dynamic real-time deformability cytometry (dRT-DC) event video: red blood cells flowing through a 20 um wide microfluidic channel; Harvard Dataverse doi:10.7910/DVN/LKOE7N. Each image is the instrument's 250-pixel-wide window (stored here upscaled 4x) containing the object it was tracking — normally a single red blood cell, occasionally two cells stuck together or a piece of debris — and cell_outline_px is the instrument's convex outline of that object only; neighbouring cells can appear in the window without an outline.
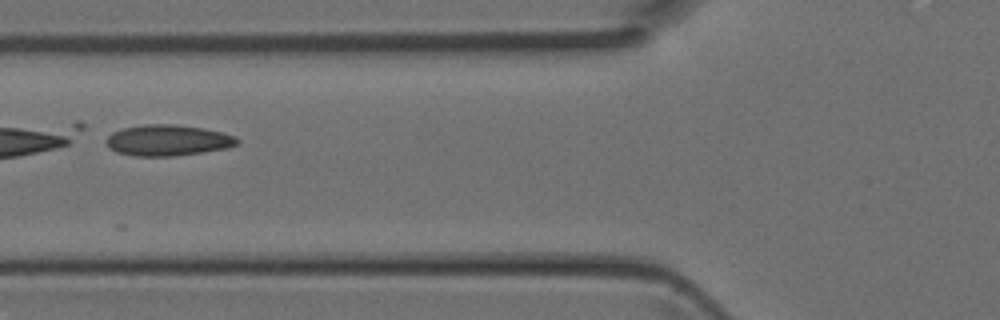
{"species": "Egyptian fruit bat (a non-hibernating species)", "species_latin": "Rousettus aegyptiacus", "temperature_condition": "room temperature", "stored_images_in_passage": 7, "camera_frame_rate_fps": 3000, "um_per_image_px": 0.085, "animal": {"sex": "female"}, "frame": {"image": 1, "passage_image": 5, "time_ms": 1.333, "image_size_px": [1000, 320], "cell_outline_px": [[240, 144], [228, 148], [172, 156], [132, 156], [116, 152], [108, 148], [104, 140], [112, 132], [124, 128], [144, 124], [172, 124], [204, 128], [236, 136], [240, 140]], "centroid_in_image_um": [14.25, 11.93], "position_along_channel_um": 111.6, "area_um2": 23.81}}
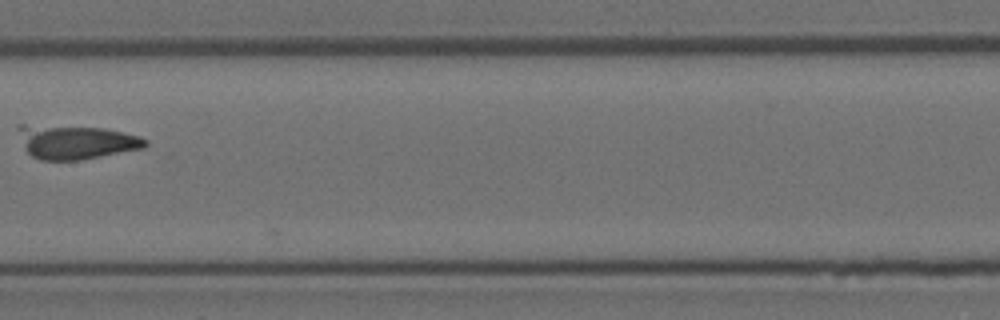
{"frame": {"image": 2, "passage_image": 7, "time_ms": 2.0, "image_size_px": [1000, 320], "cell_outline_px": [[148, 144], [144, 148], [80, 160], [40, 160], [32, 156], [24, 148], [16, 128], [20, 124], [24, 124], [104, 128], [124, 132], [140, 136], [148, 140]], "centroid_in_image_um": [6.44, 12.06], "position_along_channel_um": 201.0, "area_um2": 25.26}}